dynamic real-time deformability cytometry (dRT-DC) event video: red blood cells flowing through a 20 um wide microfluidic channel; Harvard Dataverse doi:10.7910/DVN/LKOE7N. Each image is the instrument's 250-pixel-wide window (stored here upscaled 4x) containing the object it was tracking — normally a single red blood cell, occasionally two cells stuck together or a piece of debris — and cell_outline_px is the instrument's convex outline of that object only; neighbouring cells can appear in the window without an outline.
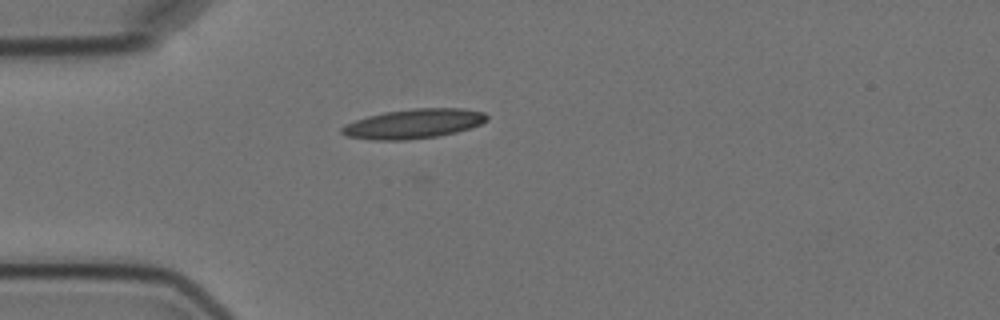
{"species": "Egyptian fruit bat (a non-hibernating species)", "species_latin": "Rousettus aegyptiacus", "temperature_condition": "cold", "stored_images_in_passage": 7, "camera_frame_rate_fps": 3000, "um_per_image_px": 0.085, "animal": {"sex": "female"}, "frame": {"image": 1, "passage_image": 6, "time_ms": 6.0, "image_size_px": [1000, 320], "cell_outline_px": [[488, 120], [480, 124], [456, 132], [436, 136], [404, 140], [372, 140], [348, 136], [340, 132], [340, 128], [344, 124], [368, 116], [384, 112], [412, 108], [464, 108], [484, 112], [488, 116]], "centroid_in_image_um": [35.15, 10.51], "position_along_channel_um": 49.9, "area_um2": 24.91}}